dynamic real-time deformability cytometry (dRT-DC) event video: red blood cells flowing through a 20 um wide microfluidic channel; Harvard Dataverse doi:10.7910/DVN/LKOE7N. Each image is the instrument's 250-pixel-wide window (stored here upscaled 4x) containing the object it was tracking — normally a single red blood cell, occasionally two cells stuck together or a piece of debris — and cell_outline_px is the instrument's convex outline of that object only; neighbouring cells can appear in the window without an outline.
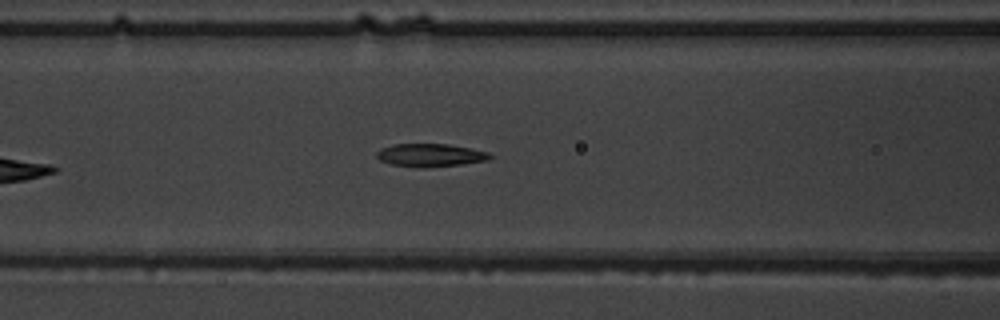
{"species": "common noctule bat (a hibernating species)", "species_latin": "Nyctalus noctula", "temperature_condition": "warm", "stored_images_in_passage": 6, "camera_frame_rate_fps": 3000, "um_per_image_px": 0.085, "animal": {"sex": "male", "body_mass_g": 19.5, "forearm_length_mm": 54.6}, "frame": {"image": 1, "passage_image": 6, "time_ms": 6.0, "image_size_px": [1000, 320], "cell_outline_px": [[492, 156], [488, 160], [460, 164], [424, 168], [420, 168], [392, 164], [380, 160], [376, 156], [376, 152], [380, 148], [392, 144], [448, 144], [488, 152]], "centroid_in_image_um": [36.53, 13.19], "position_along_channel_um": 130.1, "area_um2": 15.09}}